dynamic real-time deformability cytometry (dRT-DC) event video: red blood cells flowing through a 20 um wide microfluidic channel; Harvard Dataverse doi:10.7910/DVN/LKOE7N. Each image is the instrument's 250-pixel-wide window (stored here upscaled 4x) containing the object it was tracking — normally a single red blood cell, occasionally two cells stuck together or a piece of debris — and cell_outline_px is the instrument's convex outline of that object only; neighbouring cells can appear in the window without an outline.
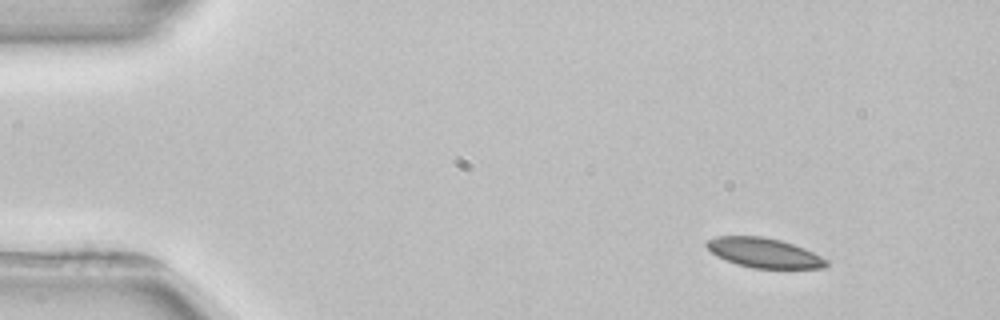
{"species": "common noctule bat (a hibernating species)", "species_latin": "Nyctalus noctula", "temperature_condition": "room temperature", "stored_images_in_passage": 3, "camera_frame_rate_fps": 3000, "um_per_image_px": 0.085, "animal": {"sex": "female", "body_mass_g": 22.7, "forearm_length_mm": 54.2}, "frame": {"image": 1, "passage_image": 1, "time_ms": 0.0, "image_size_px": [1000, 320], "cell_outline_px": [[828, 264], [824, 268], [752, 268], [736, 264], [716, 256], [704, 244], [708, 240], [716, 236], [764, 236], [780, 240], [804, 248], [828, 260]], "centroid_in_image_um": [64.92, 21.49], "position_along_channel_um": 20.1, "area_um2": 20.63}}
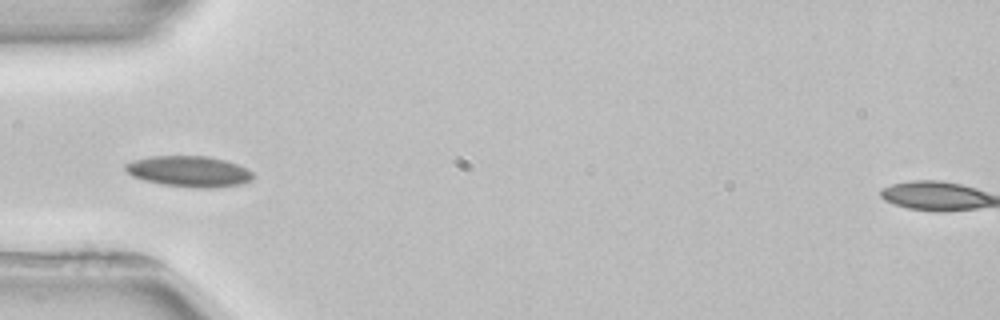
{"frame": {"image": 2, "passage_image": 3, "time_ms": 3.667, "image_size_px": [1000, 320], "cell_outline_px": [[256, 176], [252, 180], [240, 184], [208, 188], [196, 188], [164, 184], [144, 180], [132, 176], [124, 168], [124, 164], [132, 160], [152, 156], [208, 156], [224, 160], [236, 164], [252, 172]], "centroid_in_image_um": [16.06, 14.56], "position_along_channel_um": 68.9, "area_um2": 22.83}}